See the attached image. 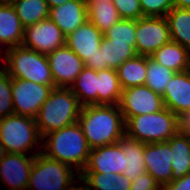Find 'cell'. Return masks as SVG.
<instances>
[{
	"instance_id": "obj_44",
	"label": "cell",
	"mask_w": 190,
	"mask_h": 190,
	"mask_svg": "<svg viewBox=\"0 0 190 190\" xmlns=\"http://www.w3.org/2000/svg\"><path fill=\"white\" fill-rule=\"evenodd\" d=\"M7 154L5 147L0 139V162L4 159L5 155Z\"/></svg>"
},
{
	"instance_id": "obj_19",
	"label": "cell",
	"mask_w": 190,
	"mask_h": 190,
	"mask_svg": "<svg viewBox=\"0 0 190 190\" xmlns=\"http://www.w3.org/2000/svg\"><path fill=\"white\" fill-rule=\"evenodd\" d=\"M167 143L173 156L171 181H174L190 172V133L180 129Z\"/></svg>"
},
{
	"instance_id": "obj_6",
	"label": "cell",
	"mask_w": 190,
	"mask_h": 190,
	"mask_svg": "<svg viewBox=\"0 0 190 190\" xmlns=\"http://www.w3.org/2000/svg\"><path fill=\"white\" fill-rule=\"evenodd\" d=\"M0 139L7 153L36 155L42 152V136L31 117L13 114L0 119Z\"/></svg>"
},
{
	"instance_id": "obj_14",
	"label": "cell",
	"mask_w": 190,
	"mask_h": 190,
	"mask_svg": "<svg viewBox=\"0 0 190 190\" xmlns=\"http://www.w3.org/2000/svg\"><path fill=\"white\" fill-rule=\"evenodd\" d=\"M172 159V151L167 142L144 145L146 172L155 179L161 188L171 182L173 171L171 167Z\"/></svg>"
},
{
	"instance_id": "obj_24",
	"label": "cell",
	"mask_w": 190,
	"mask_h": 190,
	"mask_svg": "<svg viewBox=\"0 0 190 190\" xmlns=\"http://www.w3.org/2000/svg\"><path fill=\"white\" fill-rule=\"evenodd\" d=\"M88 20L102 33L119 22L121 17L111 0H86Z\"/></svg>"
},
{
	"instance_id": "obj_16",
	"label": "cell",
	"mask_w": 190,
	"mask_h": 190,
	"mask_svg": "<svg viewBox=\"0 0 190 190\" xmlns=\"http://www.w3.org/2000/svg\"><path fill=\"white\" fill-rule=\"evenodd\" d=\"M124 162L125 155L117 143L93 148L81 173L122 174Z\"/></svg>"
},
{
	"instance_id": "obj_9",
	"label": "cell",
	"mask_w": 190,
	"mask_h": 190,
	"mask_svg": "<svg viewBox=\"0 0 190 190\" xmlns=\"http://www.w3.org/2000/svg\"><path fill=\"white\" fill-rule=\"evenodd\" d=\"M53 88L23 79L12 78L14 114L36 118Z\"/></svg>"
},
{
	"instance_id": "obj_23",
	"label": "cell",
	"mask_w": 190,
	"mask_h": 190,
	"mask_svg": "<svg viewBox=\"0 0 190 190\" xmlns=\"http://www.w3.org/2000/svg\"><path fill=\"white\" fill-rule=\"evenodd\" d=\"M122 94L116 69L97 71V104L118 105Z\"/></svg>"
},
{
	"instance_id": "obj_13",
	"label": "cell",
	"mask_w": 190,
	"mask_h": 190,
	"mask_svg": "<svg viewBox=\"0 0 190 190\" xmlns=\"http://www.w3.org/2000/svg\"><path fill=\"white\" fill-rule=\"evenodd\" d=\"M55 87L70 88L84 69V61L66 45L46 55Z\"/></svg>"
},
{
	"instance_id": "obj_11",
	"label": "cell",
	"mask_w": 190,
	"mask_h": 190,
	"mask_svg": "<svg viewBox=\"0 0 190 190\" xmlns=\"http://www.w3.org/2000/svg\"><path fill=\"white\" fill-rule=\"evenodd\" d=\"M65 39L61 29L46 19L24 28L22 46L47 55L65 46Z\"/></svg>"
},
{
	"instance_id": "obj_38",
	"label": "cell",
	"mask_w": 190,
	"mask_h": 190,
	"mask_svg": "<svg viewBox=\"0 0 190 190\" xmlns=\"http://www.w3.org/2000/svg\"><path fill=\"white\" fill-rule=\"evenodd\" d=\"M84 64L86 67L91 68L95 71L101 70V52H100V49L97 51V53L91 59H87L84 62Z\"/></svg>"
},
{
	"instance_id": "obj_10",
	"label": "cell",
	"mask_w": 190,
	"mask_h": 190,
	"mask_svg": "<svg viewBox=\"0 0 190 190\" xmlns=\"http://www.w3.org/2000/svg\"><path fill=\"white\" fill-rule=\"evenodd\" d=\"M118 106L125 121L130 117L159 112L165 108L162 95L145 85L123 89Z\"/></svg>"
},
{
	"instance_id": "obj_30",
	"label": "cell",
	"mask_w": 190,
	"mask_h": 190,
	"mask_svg": "<svg viewBox=\"0 0 190 190\" xmlns=\"http://www.w3.org/2000/svg\"><path fill=\"white\" fill-rule=\"evenodd\" d=\"M82 106L97 104V71L84 67L70 87Z\"/></svg>"
},
{
	"instance_id": "obj_18",
	"label": "cell",
	"mask_w": 190,
	"mask_h": 190,
	"mask_svg": "<svg viewBox=\"0 0 190 190\" xmlns=\"http://www.w3.org/2000/svg\"><path fill=\"white\" fill-rule=\"evenodd\" d=\"M51 19L67 36L88 20L86 0H70L66 3L50 8Z\"/></svg>"
},
{
	"instance_id": "obj_41",
	"label": "cell",
	"mask_w": 190,
	"mask_h": 190,
	"mask_svg": "<svg viewBox=\"0 0 190 190\" xmlns=\"http://www.w3.org/2000/svg\"><path fill=\"white\" fill-rule=\"evenodd\" d=\"M173 5L180 9H190V0H173Z\"/></svg>"
},
{
	"instance_id": "obj_4",
	"label": "cell",
	"mask_w": 190,
	"mask_h": 190,
	"mask_svg": "<svg viewBox=\"0 0 190 190\" xmlns=\"http://www.w3.org/2000/svg\"><path fill=\"white\" fill-rule=\"evenodd\" d=\"M1 68L15 79L36 82L55 88L47 56L22 45L10 47Z\"/></svg>"
},
{
	"instance_id": "obj_39",
	"label": "cell",
	"mask_w": 190,
	"mask_h": 190,
	"mask_svg": "<svg viewBox=\"0 0 190 190\" xmlns=\"http://www.w3.org/2000/svg\"><path fill=\"white\" fill-rule=\"evenodd\" d=\"M181 129L187 133H190V112L181 118Z\"/></svg>"
},
{
	"instance_id": "obj_15",
	"label": "cell",
	"mask_w": 190,
	"mask_h": 190,
	"mask_svg": "<svg viewBox=\"0 0 190 190\" xmlns=\"http://www.w3.org/2000/svg\"><path fill=\"white\" fill-rule=\"evenodd\" d=\"M164 107L180 119L190 112V70L176 72L162 95Z\"/></svg>"
},
{
	"instance_id": "obj_26",
	"label": "cell",
	"mask_w": 190,
	"mask_h": 190,
	"mask_svg": "<svg viewBox=\"0 0 190 190\" xmlns=\"http://www.w3.org/2000/svg\"><path fill=\"white\" fill-rule=\"evenodd\" d=\"M100 52L101 70L108 68L117 69L126 60L137 55L135 47L131 44L113 43L105 37L102 38Z\"/></svg>"
},
{
	"instance_id": "obj_2",
	"label": "cell",
	"mask_w": 190,
	"mask_h": 190,
	"mask_svg": "<svg viewBox=\"0 0 190 190\" xmlns=\"http://www.w3.org/2000/svg\"><path fill=\"white\" fill-rule=\"evenodd\" d=\"M91 148L78 122L50 132L42 138V153L63 162L81 173L85 168Z\"/></svg>"
},
{
	"instance_id": "obj_12",
	"label": "cell",
	"mask_w": 190,
	"mask_h": 190,
	"mask_svg": "<svg viewBox=\"0 0 190 190\" xmlns=\"http://www.w3.org/2000/svg\"><path fill=\"white\" fill-rule=\"evenodd\" d=\"M35 155L7 153L0 162V185L5 190H27Z\"/></svg>"
},
{
	"instance_id": "obj_45",
	"label": "cell",
	"mask_w": 190,
	"mask_h": 190,
	"mask_svg": "<svg viewBox=\"0 0 190 190\" xmlns=\"http://www.w3.org/2000/svg\"><path fill=\"white\" fill-rule=\"evenodd\" d=\"M13 0H0V2H7V3H11Z\"/></svg>"
},
{
	"instance_id": "obj_33",
	"label": "cell",
	"mask_w": 190,
	"mask_h": 190,
	"mask_svg": "<svg viewBox=\"0 0 190 190\" xmlns=\"http://www.w3.org/2000/svg\"><path fill=\"white\" fill-rule=\"evenodd\" d=\"M13 114L12 78L0 68V119Z\"/></svg>"
},
{
	"instance_id": "obj_37",
	"label": "cell",
	"mask_w": 190,
	"mask_h": 190,
	"mask_svg": "<svg viewBox=\"0 0 190 190\" xmlns=\"http://www.w3.org/2000/svg\"><path fill=\"white\" fill-rule=\"evenodd\" d=\"M161 190H190V172L180 179L164 185Z\"/></svg>"
},
{
	"instance_id": "obj_34",
	"label": "cell",
	"mask_w": 190,
	"mask_h": 190,
	"mask_svg": "<svg viewBox=\"0 0 190 190\" xmlns=\"http://www.w3.org/2000/svg\"><path fill=\"white\" fill-rule=\"evenodd\" d=\"M143 16L165 17L174 7L173 0H140Z\"/></svg>"
},
{
	"instance_id": "obj_22",
	"label": "cell",
	"mask_w": 190,
	"mask_h": 190,
	"mask_svg": "<svg viewBox=\"0 0 190 190\" xmlns=\"http://www.w3.org/2000/svg\"><path fill=\"white\" fill-rule=\"evenodd\" d=\"M150 57L174 72H183L190 68V51L173 41L164 44Z\"/></svg>"
},
{
	"instance_id": "obj_7",
	"label": "cell",
	"mask_w": 190,
	"mask_h": 190,
	"mask_svg": "<svg viewBox=\"0 0 190 190\" xmlns=\"http://www.w3.org/2000/svg\"><path fill=\"white\" fill-rule=\"evenodd\" d=\"M79 177L73 167L40 152L35 155L27 190H64Z\"/></svg>"
},
{
	"instance_id": "obj_42",
	"label": "cell",
	"mask_w": 190,
	"mask_h": 190,
	"mask_svg": "<svg viewBox=\"0 0 190 190\" xmlns=\"http://www.w3.org/2000/svg\"><path fill=\"white\" fill-rule=\"evenodd\" d=\"M48 3L49 8L60 6L70 0H45Z\"/></svg>"
},
{
	"instance_id": "obj_5",
	"label": "cell",
	"mask_w": 190,
	"mask_h": 190,
	"mask_svg": "<svg viewBox=\"0 0 190 190\" xmlns=\"http://www.w3.org/2000/svg\"><path fill=\"white\" fill-rule=\"evenodd\" d=\"M180 129L181 119L168 108L125 121V135L144 144L167 142Z\"/></svg>"
},
{
	"instance_id": "obj_27",
	"label": "cell",
	"mask_w": 190,
	"mask_h": 190,
	"mask_svg": "<svg viewBox=\"0 0 190 190\" xmlns=\"http://www.w3.org/2000/svg\"><path fill=\"white\" fill-rule=\"evenodd\" d=\"M86 190H130L132 180L124 174L80 173Z\"/></svg>"
},
{
	"instance_id": "obj_32",
	"label": "cell",
	"mask_w": 190,
	"mask_h": 190,
	"mask_svg": "<svg viewBox=\"0 0 190 190\" xmlns=\"http://www.w3.org/2000/svg\"><path fill=\"white\" fill-rule=\"evenodd\" d=\"M136 20L121 19L119 22L112 25L103 36L110 42L120 44H131L135 47L136 44Z\"/></svg>"
},
{
	"instance_id": "obj_29",
	"label": "cell",
	"mask_w": 190,
	"mask_h": 190,
	"mask_svg": "<svg viewBox=\"0 0 190 190\" xmlns=\"http://www.w3.org/2000/svg\"><path fill=\"white\" fill-rule=\"evenodd\" d=\"M11 4L24 28L49 19L50 8L45 0H13Z\"/></svg>"
},
{
	"instance_id": "obj_43",
	"label": "cell",
	"mask_w": 190,
	"mask_h": 190,
	"mask_svg": "<svg viewBox=\"0 0 190 190\" xmlns=\"http://www.w3.org/2000/svg\"><path fill=\"white\" fill-rule=\"evenodd\" d=\"M5 49H4V47ZM8 47L2 42V40L0 39V62L2 63L5 60L6 57V52L8 51Z\"/></svg>"
},
{
	"instance_id": "obj_21",
	"label": "cell",
	"mask_w": 190,
	"mask_h": 190,
	"mask_svg": "<svg viewBox=\"0 0 190 190\" xmlns=\"http://www.w3.org/2000/svg\"><path fill=\"white\" fill-rule=\"evenodd\" d=\"M117 144L125 155L122 174L130 180H134L139 174H144L146 172L144 161L145 144L126 135Z\"/></svg>"
},
{
	"instance_id": "obj_3",
	"label": "cell",
	"mask_w": 190,
	"mask_h": 190,
	"mask_svg": "<svg viewBox=\"0 0 190 190\" xmlns=\"http://www.w3.org/2000/svg\"><path fill=\"white\" fill-rule=\"evenodd\" d=\"M82 107L71 88H53L35 118L42 138L50 132L78 122Z\"/></svg>"
},
{
	"instance_id": "obj_17",
	"label": "cell",
	"mask_w": 190,
	"mask_h": 190,
	"mask_svg": "<svg viewBox=\"0 0 190 190\" xmlns=\"http://www.w3.org/2000/svg\"><path fill=\"white\" fill-rule=\"evenodd\" d=\"M103 33L89 20L66 36L65 45L84 62L91 59L100 49Z\"/></svg>"
},
{
	"instance_id": "obj_8",
	"label": "cell",
	"mask_w": 190,
	"mask_h": 190,
	"mask_svg": "<svg viewBox=\"0 0 190 190\" xmlns=\"http://www.w3.org/2000/svg\"><path fill=\"white\" fill-rule=\"evenodd\" d=\"M137 55L151 56L164 44L171 41L166 17L143 16L136 20Z\"/></svg>"
},
{
	"instance_id": "obj_20",
	"label": "cell",
	"mask_w": 190,
	"mask_h": 190,
	"mask_svg": "<svg viewBox=\"0 0 190 190\" xmlns=\"http://www.w3.org/2000/svg\"><path fill=\"white\" fill-rule=\"evenodd\" d=\"M24 27L11 3L0 2V39L8 47L22 45Z\"/></svg>"
},
{
	"instance_id": "obj_36",
	"label": "cell",
	"mask_w": 190,
	"mask_h": 190,
	"mask_svg": "<svg viewBox=\"0 0 190 190\" xmlns=\"http://www.w3.org/2000/svg\"><path fill=\"white\" fill-rule=\"evenodd\" d=\"M155 179L147 172L139 174L134 180L130 190H161Z\"/></svg>"
},
{
	"instance_id": "obj_35",
	"label": "cell",
	"mask_w": 190,
	"mask_h": 190,
	"mask_svg": "<svg viewBox=\"0 0 190 190\" xmlns=\"http://www.w3.org/2000/svg\"><path fill=\"white\" fill-rule=\"evenodd\" d=\"M121 19L137 20L142 17L140 0H111Z\"/></svg>"
},
{
	"instance_id": "obj_31",
	"label": "cell",
	"mask_w": 190,
	"mask_h": 190,
	"mask_svg": "<svg viewBox=\"0 0 190 190\" xmlns=\"http://www.w3.org/2000/svg\"><path fill=\"white\" fill-rule=\"evenodd\" d=\"M175 73L173 70L158 64L150 56H147V72L144 85L152 91L163 95L166 85Z\"/></svg>"
},
{
	"instance_id": "obj_25",
	"label": "cell",
	"mask_w": 190,
	"mask_h": 190,
	"mask_svg": "<svg viewBox=\"0 0 190 190\" xmlns=\"http://www.w3.org/2000/svg\"><path fill=\"white\" fill-rule=\"evenodd\" d=\"M120 86L123 89L145 84L147 56L136 55L126 60L116 69Z\"/></svg>"
},
{
	"instance_id": "obj_40",
	"label": "cell",
	"mask_w": 190,
	"mask_h": 190,
	"mask_svg": "<svg viewBox=\"0 0 190 190\" xmlns=\"http://www.w3.org/2000/svg\"><path fill=\"white\" fill-rule=\"evenodd\" d=\"M77 182L80 183L78 186L76 185ZM64 190H86V188H85V184H84L82 178L79 177L73 184H71Z\"/></svg>"
},
{
	"instance_id": "obj_1",
	"label": "cell",
	"mask_w": 190,
	"mask_h": 190,
	"mask_svg": "<svg viewBox=\"0 0 190 190\" xmlns=\"http://www.w3.org/2000/svg\"><path fill=\"white\" fill-rule=\"evenodd\" d=\"M78 123L91 149L115 144L125 136V120L118 105L83 106Z\"/></svg>"
},
{
	"instance_id": "obj_28",
	"label": "cell",
	"mask_w": 190,
	"mask_h": 190,
	"mask_svg": "<svg viewBox=\"0 0 190 190\" xmlns=\"http://www.w3.org/2000/svg\"><path fill=\"white\" fill-rule=\"evenodd\" d=\"M165 17L169 25L171 41L190 51V9L173 7Z\"/></svg>"
}]
</instances>
